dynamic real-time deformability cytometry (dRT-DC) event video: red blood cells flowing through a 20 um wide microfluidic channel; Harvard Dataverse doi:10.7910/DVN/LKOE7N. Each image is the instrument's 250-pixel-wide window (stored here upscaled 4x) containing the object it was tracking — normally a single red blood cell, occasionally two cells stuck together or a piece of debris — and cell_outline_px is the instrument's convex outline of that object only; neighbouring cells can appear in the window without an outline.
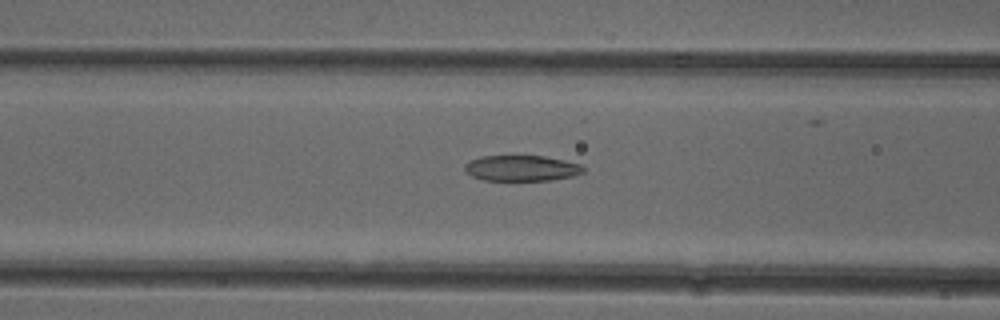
{"species": "common noctule bat (a hibernating species)", "species_latin": "Nyctalus noctula", "temperature_condition": "cold", "stored_images_in_passage": 52, "camera_frame_rate_fps": 3000, "um_per_image_px": 0.085, "animal": {"sex": "female"}, "frame": {"image": 1, "passage_image": 21, "time_ms": 6.667, "image_size_px": [1000, 320], "cell_outline_px": [[584, 172], [572, 176], [548, 180], [484, 180], [472, 176], [464, 168], [464, 164], [480, 156], [544, 156], [564, 160], [580, 164], [584, 168]], "centroid_in_image_um": [44.33, 14.29], "position_along_channel_um": 122.3, "area_um2": 17.57}}
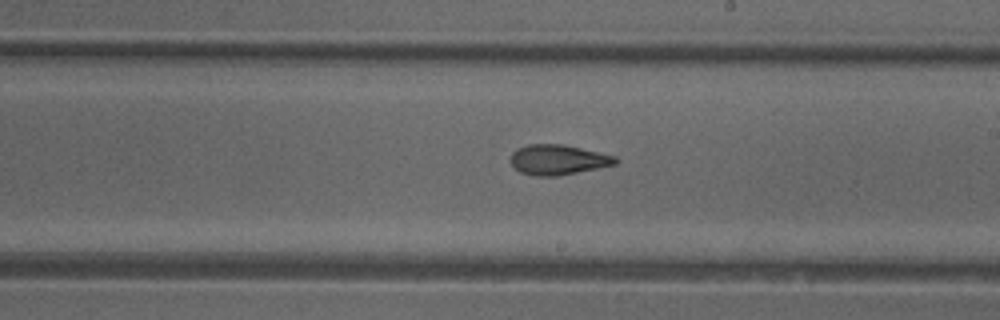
{"frame": {"image": 2, "passage_image": 30, "time_ms": 9.667, "image_size_px": [1000, 320], "cell_outline_px": [[620, 160], [616, 164], [556, 176], [536, 176], [520, 172], [512, 164], [512, 152], [516, 148], [528, 144], [564, 144], [616, 156]], "centroid_in_image_um": [47.44, 13.56], "position_along_channel_um": 241.6, "area_um2": 18.26}}
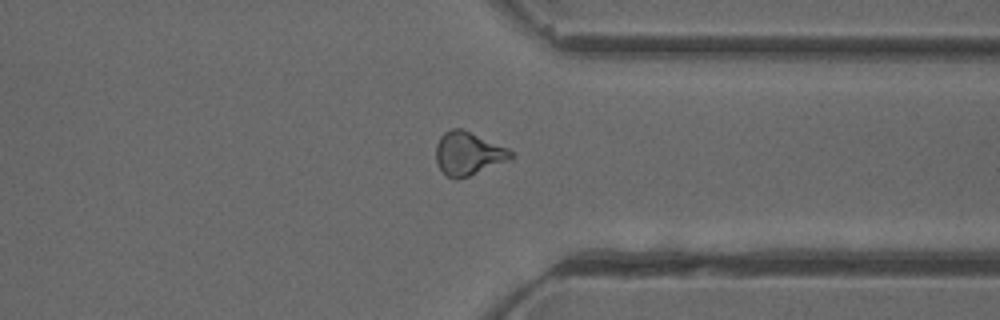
{"frame": {"image": 3, "passage_image": 40, "time_ms": 13.0, "image_size_px": [1000, 320], "cell_outline_px": [[516, 156], [508, 160], [468, 176], [456, 180], [448, 176], [436, 164], [436, 144], [440, 136], [444, 132], [452, 128], [460, 128], [508, 148], [516, 152]], "centroid_in_image_um": [39.8, 13.04], "position_along_channel_um": 371.6, "area_um2": 18.79}, "authors_computed_cell_mechanics": {"area_um2": 18.8139, "velocity_mm_per_s": 3.9717, "shape_relaxation_time_tau1_ms": null, "shape_relaxation_time_tau2_ms": 1.348, "deformation_change_tau1": null, "deformation_change_tau2": 0.081}}